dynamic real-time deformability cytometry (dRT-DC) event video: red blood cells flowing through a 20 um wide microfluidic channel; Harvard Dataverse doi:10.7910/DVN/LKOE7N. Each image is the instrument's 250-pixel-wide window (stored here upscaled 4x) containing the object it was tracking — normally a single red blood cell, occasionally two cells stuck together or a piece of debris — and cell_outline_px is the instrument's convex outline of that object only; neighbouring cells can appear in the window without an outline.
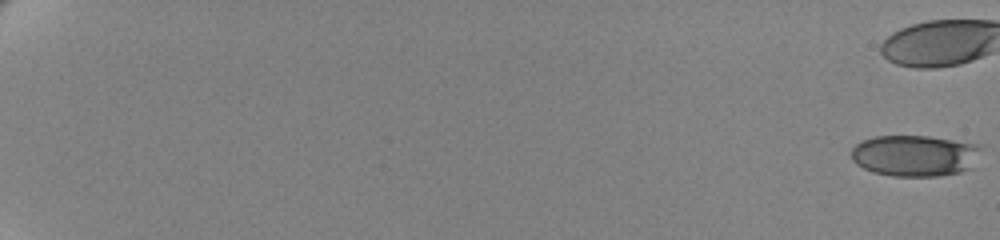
{"species": "human", "species_latin": "Homo sapiens", "temperature_condition": "cold", "stored_images_in_passage": 55, "camera_frame_rate_fps": 3000, "um_per_image_px": 0.085, "donor": {"sex": "female"}, "frame": {"image": 1, "passage_image": 1, "time_ms": 0.0, "image_size_px": [1000, 240], "cell_outline_px": [[984, 148], [972, 168], [960, 172], [940, 176], [892, 176], [872, 172], [856, 164], [852, 160], [852, 148], [856, 144], [864, 140], [876, 136], [928, 136], [980, 144]], "centroid_in_image_um": [77.81, 13.23], "position_along_channel_um": 7.2, "area_um2": 31.56}}
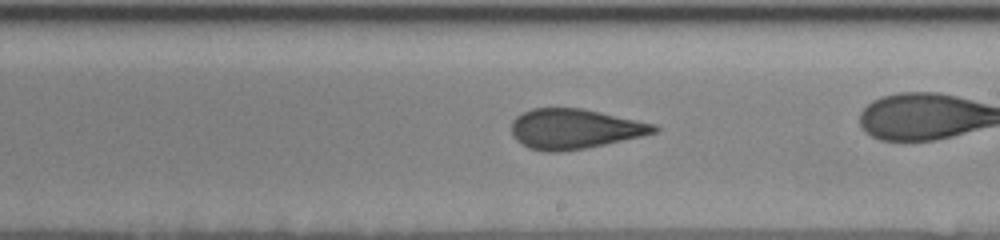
{"frame": {"image": 2, "passage_image": 41, "time_ms": 13.333, "image_size_px": [1000, 240], "cell_outline_px": [[660, 128], [656, 132], [640, 136], [604, 144], [584, 148], [560, 152], [544, 152], [528, 148], [516, 140], [512, 136], [512, 120], [516, 116], [532, 108], [580, 108], [656, 124]], "centroid_in_image_um": [48.79, 10.96], "position_along_channel_um": 240.2, "area_um2": 33.0}}
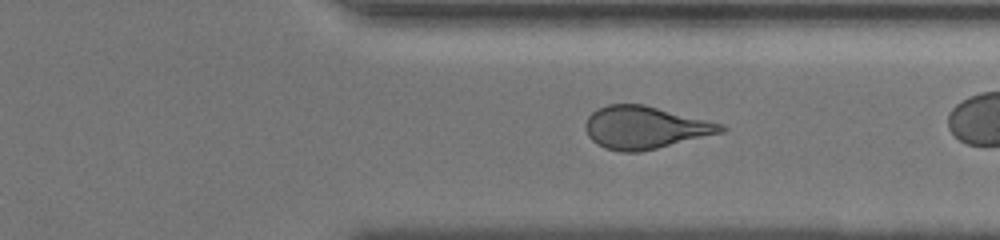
{"frame": {"image": 3, "passage_image": 51, "time_ms": 16.667, "image_size_px": [1000, 240], "cell_outline_px": [[728, 128], [724, 132], [640, 152], [620, 152], [604, 148], [596, 144], [588, 136], [584, 128], [584, 124], [588, 116], [592, 112], [608, 104], [644, 104], [724, 124]], "centroid_in_image_um": [54.81, 10.84], "position_along_channel_um": 356.6, "area_um2": 33.76}}